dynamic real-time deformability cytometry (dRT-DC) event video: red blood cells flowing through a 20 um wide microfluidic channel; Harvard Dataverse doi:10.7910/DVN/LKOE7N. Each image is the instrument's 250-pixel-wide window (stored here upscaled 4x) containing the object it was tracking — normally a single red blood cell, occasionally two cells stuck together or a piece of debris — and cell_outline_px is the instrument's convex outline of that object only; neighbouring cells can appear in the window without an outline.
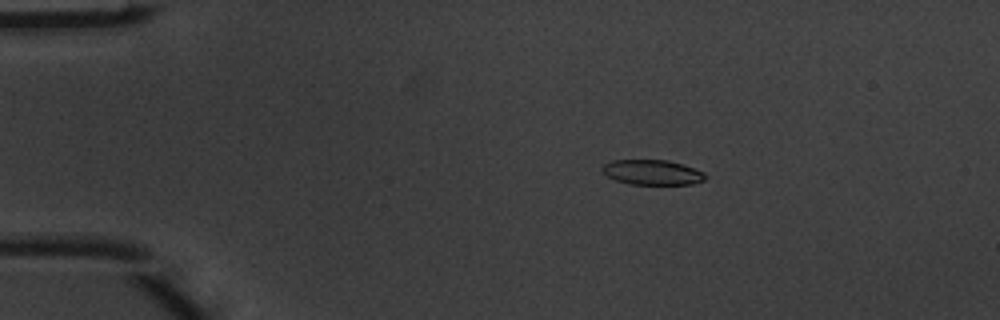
{"species": "common noctule bat (a hibernating species)", "species_latin": "Nyctalus noctula", "temperature_condition": "warm", "stored_images_in_passage": 5, "camera_frame_rate_fps": 3000, "um_per_image_px": 0.085, "animal": {"sex": "male", "body_mass_g": 20.1, "forearm_length_mm": 53.5}, "frame": {"image": 1, "passage_image": 1, "time_ms": 0.0, "image_size_px": [1000, 320], "cell_outline_px": [[708, 176], [704, 180], [692, 184], [628, 184], [616, 180], [608, 176], [600, 168], [604, 164], [612, 160], [668, 160], [704, 172]], "centroid_in_image_um": [55.43, 14.65], "position_along_channel_um": 29.6, "area_um2": 14.91}}
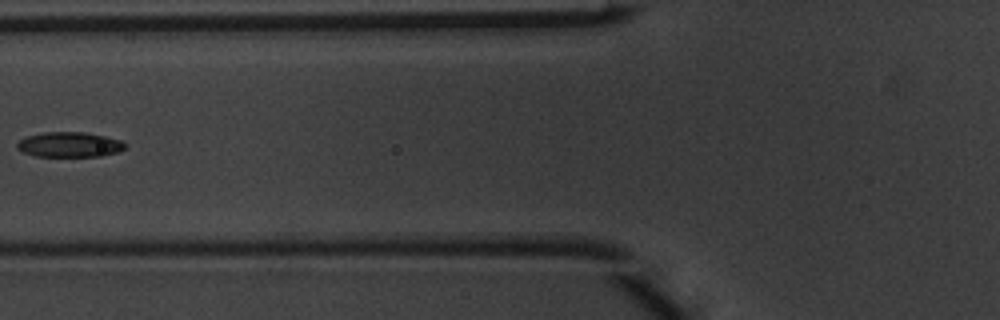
{"frame": {"image": 2, "passage_image": 4, "time_ms": 1.0, "image_size_px": [1000, 320], "cell_outline_px": [[124, 148], [120, 152], [100, 156], [36, 156], [24, 152], [16, 148], [16, 144], [20, 140], [28, 136], [44, 132], [84, 132], [104, 136], [120, 140], [124, 144]], "centroid_in_image_um": [5.9, 12.29], "position_along_channel_um": 119.9, "area_um2": 15.61}}
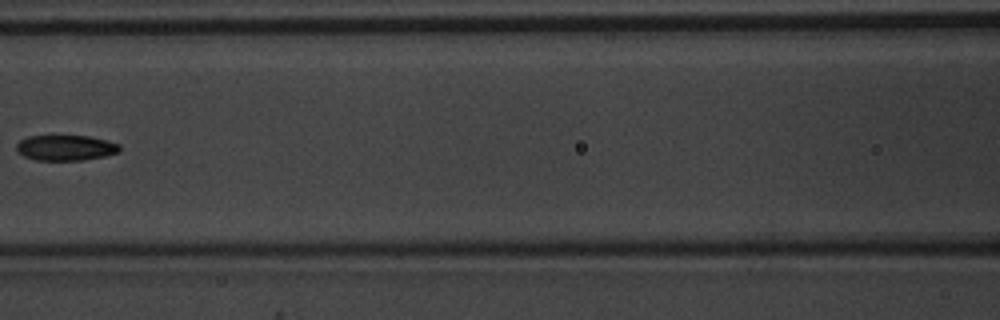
{"frame": {"image": 3, "passage_image": 5, "time_ms": 1.333, "image_size_px": [1000, 320], "cell_outline_px": [[120, 152], [104, 156], [80, 160], [36, 160], [24, 156], [16, 148], [16, 144], [20, 140], [28, 136], [88, 136], [108, 140], [120, 144]], "centroid_in_image_um": [5.61, 12.55], "position_along_channel_um": 161.0, "area_um2": 15.26}}